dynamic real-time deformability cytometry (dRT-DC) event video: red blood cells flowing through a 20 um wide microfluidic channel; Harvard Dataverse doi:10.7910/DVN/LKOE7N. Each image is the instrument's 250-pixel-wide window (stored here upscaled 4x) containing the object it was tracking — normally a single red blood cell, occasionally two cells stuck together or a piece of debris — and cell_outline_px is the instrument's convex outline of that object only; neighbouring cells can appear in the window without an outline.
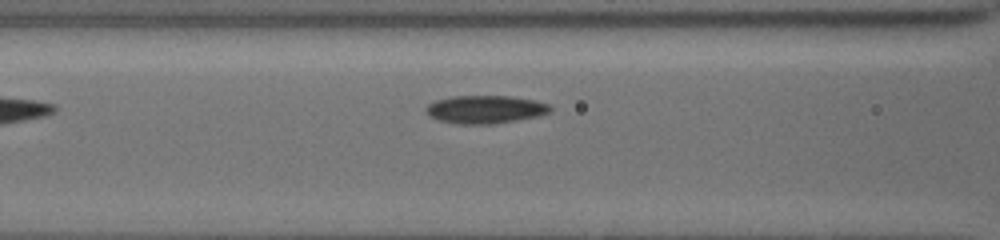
{"species": "common noctule bat (a hibernating species)", "species_latin": "Nyctalus noctula", "temperature_condition": "cold", "stored_images_in_passage": 5, "segment_of_instrument_passage": [1, 2], "camera_frame_rate_fps": 3000, "um_per_image_px": 0.085, "animal": {"sex": "female", "body_mass_g": 19.5, "forearm_length_mm": 54.1}, "frame": {"image": 1, "passage_image": 4, "time_ms": 3.0, "image_size_px": [1000, 240], "cell_outline_px": [[552, 112], [540, 116], [492, 124], [456, 124], [440, 120], [428, 116], [424, 108], [428, 104], [436, 100], [452, 96], [512, 96], [536, 100], [548, 104], [552, 108]], "centroid_in_image_um": [41.26, 9.3], "position_along_channel_um": 125.3, "area_um2": 20.52}}